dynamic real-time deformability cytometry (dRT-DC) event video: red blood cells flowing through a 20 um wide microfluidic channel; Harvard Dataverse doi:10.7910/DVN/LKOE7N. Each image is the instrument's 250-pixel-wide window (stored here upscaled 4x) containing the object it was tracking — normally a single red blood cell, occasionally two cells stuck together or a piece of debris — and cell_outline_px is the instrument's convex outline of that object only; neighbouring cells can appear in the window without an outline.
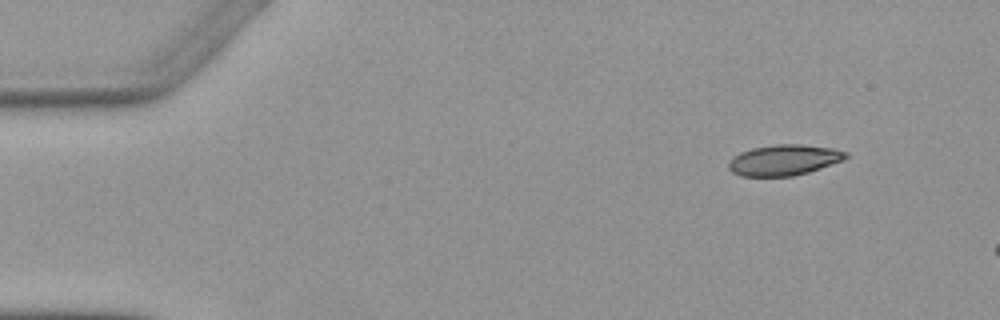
{"species": "Egyptian fruit bat (a non-hibernating species)", "species_latin": "Rousettus aegyptiacus", "temperature_condition": "warm", "stored_images_in_passage": 3, "camera_frame_rate_fps": 3000, "um_per_image_px": 0.085, "animal": {"sex": "female"}, "frame": {"image": 1, "passage_image": 1, "time_ms": 0.0, "image_size_px": [1000, 320], "cell_outline_px": [[848, 156], [844, 160], [808, 172], [792, 176], [740, 176], [732, 172], [728, 168], [728, 164], [740, 152], [752, 148], [776, 144], [800, 144], [836, 148], [848, 152]], "centroid_in_image_um": [66.68, 13.59], "position_along_channel_um": 18.3, "area_um2": 20.98}}